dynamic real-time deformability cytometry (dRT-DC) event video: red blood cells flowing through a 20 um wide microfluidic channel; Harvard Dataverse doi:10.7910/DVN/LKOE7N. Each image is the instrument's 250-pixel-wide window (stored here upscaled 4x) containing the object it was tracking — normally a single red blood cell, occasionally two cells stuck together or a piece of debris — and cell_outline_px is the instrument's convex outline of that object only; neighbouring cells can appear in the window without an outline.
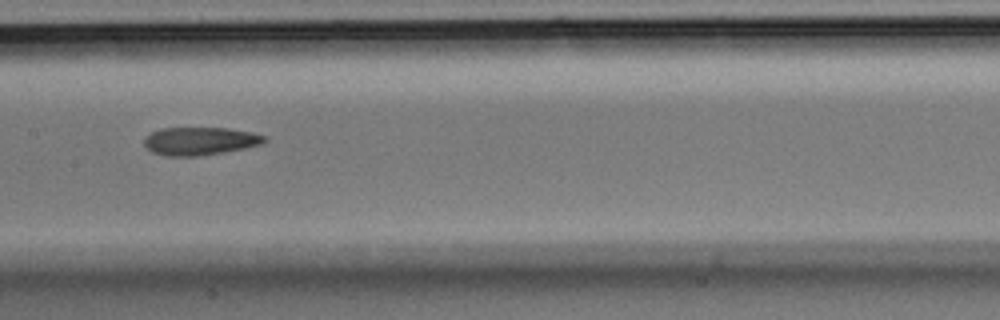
{"species": "Egyptian fruit bat (a non-hibernating species)", "species_latin": "Rousettus aegyptiacus", "temperature_condition": "room temperature", "stored_images_in_passage": 6, "camera_frame_rate_fps": 3000, "um_per_image_px": 0.085, "animal": {"sex": "male"}, "frame": {"image": 1, "passage_image": 5, "time_ms": 1.333, "image_size_px": [1000, 320], "cell_outline_px": [[268, 140], [264, 144], [224, 152], [200, 156], [164, 156], [152, 152], [144, 144], [144, 136], [152, 132], [164, 128], [228, 128], [252, 132], [268, 136]], "centroid_in_image_um": [17.04, 11.99], "position_along_channel_um": 190.4, "area_um2": 19.83}}
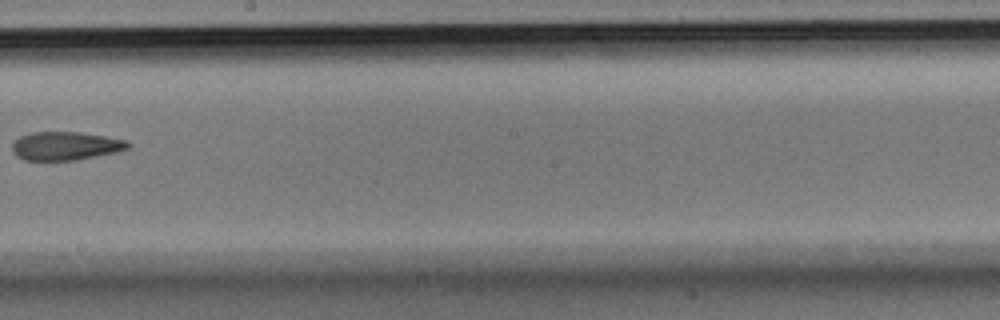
{"frame": {"image": 2, "passage_image": 6, "time_ms": 1.667, "image_size_px": [1000, 320], "cell_outline_px": [[132, 144], [128, 148], [120, 152], [76, 160], [24, 160], [16, 156], [12, 152], [12, 144], [20, 136], [32, 132], [80, 132], [128, 140]], "centroid_in_image_um": [5.61, 12.41], "position_along_channel_um": 242.6, "area_um2": 19.42}}